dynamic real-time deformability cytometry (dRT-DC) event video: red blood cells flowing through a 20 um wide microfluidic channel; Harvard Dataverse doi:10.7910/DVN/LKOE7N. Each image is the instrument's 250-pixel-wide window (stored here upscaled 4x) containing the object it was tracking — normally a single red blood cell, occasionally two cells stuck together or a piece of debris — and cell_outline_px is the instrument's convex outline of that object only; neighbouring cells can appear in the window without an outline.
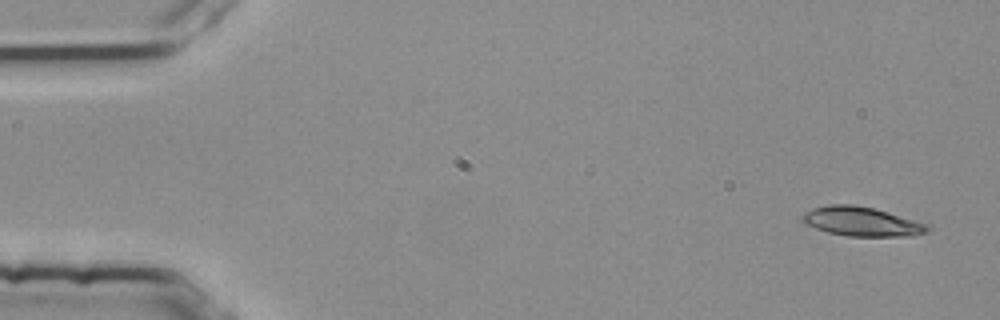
{"species": "common noctule bat (a hibernating species)", "species_latin": "Nyctalus noctula", "temperature_condition": "room temperature", "stored_images_in_passage": 4, "camera_frame_rate_fps": 3000, "um_per_image_px": 0.085, "animal": {"sex": "female", "body_mass_g": 25.1}, "frame": {"image": 1, "passage_image": 1, "time_ms": 0.0, "image_size_px": [1000, 320], "cell_outline_px": [[928, 232], [912, 236], [848, 236], [828, 232], [804, 224], [800, 220], [800, 216], [804, 212], [812, 208], [828, 204], [852, 204], [872, 208], [924, 224], [928, 228]], "centroid_in_image_um": [73.11, 18.83], "position_along_channel_um": 11.9, "area_um2": 20.98}}
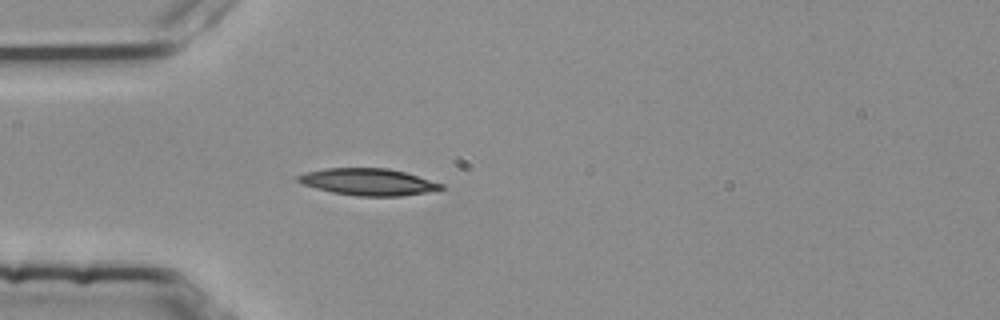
{"frame": {"image": 2, "passage_image": 4, "time_ms": 1.0, "image_size_px": [1000, 320], "cell_outline_px": [[444, 188], [428, 192], [404, 196], [360, 196], [332, 192], [316, 188], [304, 184], [296, 180], [296, 176], [308, 172], [328, 168], [388, 168], [404, 172], [444, 184]], "centroid_in_image_um": [31.32, 15.46], "position_along_channel_um": 53.7, "area_um2": 22.2}}